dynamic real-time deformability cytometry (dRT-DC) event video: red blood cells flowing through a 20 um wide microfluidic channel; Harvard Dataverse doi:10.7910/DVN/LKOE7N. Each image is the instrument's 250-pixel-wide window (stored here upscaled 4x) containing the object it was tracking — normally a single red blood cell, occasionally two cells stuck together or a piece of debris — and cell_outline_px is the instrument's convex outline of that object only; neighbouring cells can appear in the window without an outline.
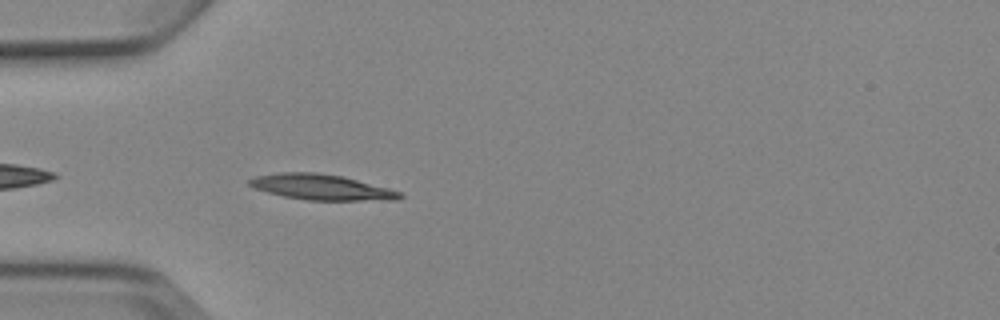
{"species": "Egyptian fruit bat (a non-hibernating species)", "species_latin": "Rousettus aegyptiacus", "temperature_condition": "cold", "stored_images_in_passage": 4, "camera_frame_rate_fps": 3000, "um_per_image_px": 0.085, "animal": {"sex": "female"}, "frame": {"image": 1, "passage_image": 4, "time_ms": 4.333, "image_size_px": [1000, 320], "cell_outline_px": [[404, 196], [396, 200], [308, 200], [284, 196], [268, 192], [256, 188], [248, 184], [248, 180], [256, 176], [280, 172], [316, 172], [344, 176], [388, 188], [400, 192]], "centroid_in_image_um": [27.34, 15.9], "position_along_channel_um": 57.7, "area_um2": 22.25}}